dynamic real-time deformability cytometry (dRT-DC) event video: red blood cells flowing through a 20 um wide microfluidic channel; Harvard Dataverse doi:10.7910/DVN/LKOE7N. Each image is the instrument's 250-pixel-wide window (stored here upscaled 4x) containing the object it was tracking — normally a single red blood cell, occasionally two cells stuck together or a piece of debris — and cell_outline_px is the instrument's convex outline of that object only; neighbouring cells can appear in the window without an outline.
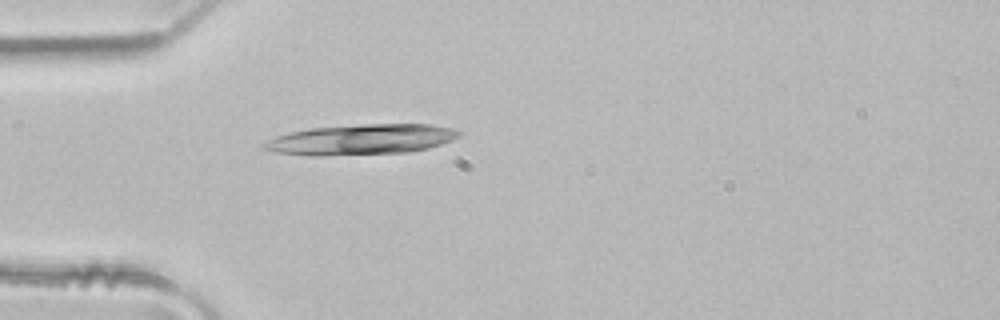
{"species": "common noctule bat (a hibernating species)", "species_latin": "Nyctalus noctula", "temperature_condition": "room temperature", "stored_images_in_passage": 1, "camera_frame_rate_fps": 3000, "um_per_image_px": 0.085, "animal": {"sex": "male", "body_mass_g": 21.5, "forearm_length_mm": 52.0}, "frame": {"image": 1, "passage_image": 1, "time_ms": 0.0, "image_size_px": [1000, 320], "cell_outline_px": [[464, 132], [460, 136], [452, 140], [428, 148], [408, 152], [324, 156], [312, 156], [276, 152], [264, 148], [260, 144], [276, 136], [288, 132], [312, 128], [364, 124], [428, 124], [452, 128]], "centroid_in_image_um": [30.71, 11.86], "position_along_channel_um": 54.3, "area_um2": 34.62}}